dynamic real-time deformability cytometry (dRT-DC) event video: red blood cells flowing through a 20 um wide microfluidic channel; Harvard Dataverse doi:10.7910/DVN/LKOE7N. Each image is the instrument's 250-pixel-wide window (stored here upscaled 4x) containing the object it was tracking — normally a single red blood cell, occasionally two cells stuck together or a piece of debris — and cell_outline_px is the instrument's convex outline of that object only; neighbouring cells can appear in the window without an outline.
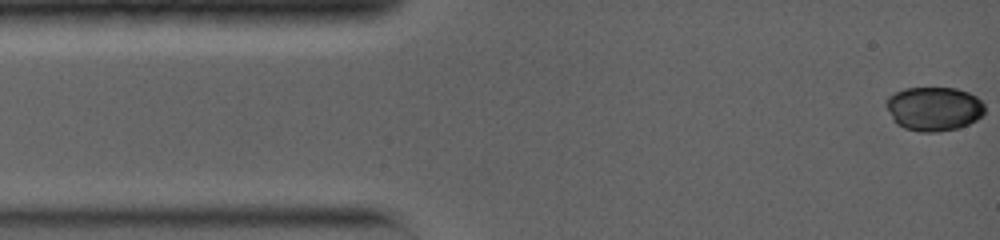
{"species": "common noctule bat (a hibernating species)", "species_latin": "Nyctalus noctula", "temperature_condition": "warm", "stored_images_in_passage": 6, "camera_frame_rate_fps": 5000, "um_per_image_px": 0.085, "animal": {"sex": "female", "body_mass_g": 19.0, "forearm_length_mm": 56.7}, "frame": {"image": 1, "passage_image": 1, "time_ms": 0.0, "image_size_px": [1000, 240], "cell_outline_px": [[984, 112], [976, 120], [968, 124], [956, 128], [936, 132], [920, 132], [904, 128], [896, 124], [892, 120], [884, 104], [888, 96], [904, 88], [956, 88], [968, 92], [976, 96], [984, 104]], "centroid_in_image_um": [79.33, 9.24], "position_along_channel_um": 5.7, "area_um2": 25.43}}
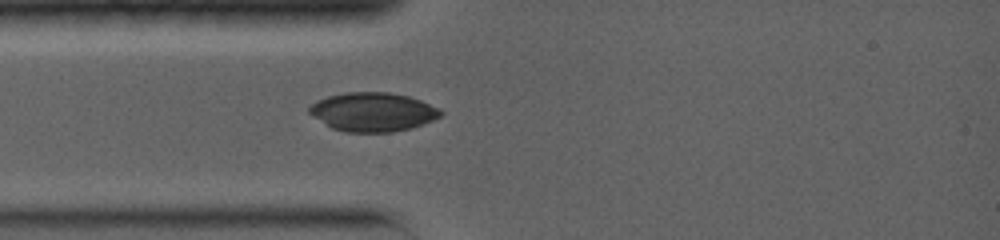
{"frame": {"image": 2, "passage_image": 6, "time_ms": 3.2, "image_size_px": [1000, 240], "cell_outline_px": [[444, 112], [440, 116], [424, 124], [412, 128], [392, 132], [344, 132], [332, 128], [312, 116], [308, 112], [308, 108], [316, 100], [328, 96], [344, 92], [388, 92], [408, 96], [420, 100], [440, 108]], "centroid_in_image_um": [31.69, 9.51], "position_along_channel_um": 53.3, "area_um2": 29.94}}